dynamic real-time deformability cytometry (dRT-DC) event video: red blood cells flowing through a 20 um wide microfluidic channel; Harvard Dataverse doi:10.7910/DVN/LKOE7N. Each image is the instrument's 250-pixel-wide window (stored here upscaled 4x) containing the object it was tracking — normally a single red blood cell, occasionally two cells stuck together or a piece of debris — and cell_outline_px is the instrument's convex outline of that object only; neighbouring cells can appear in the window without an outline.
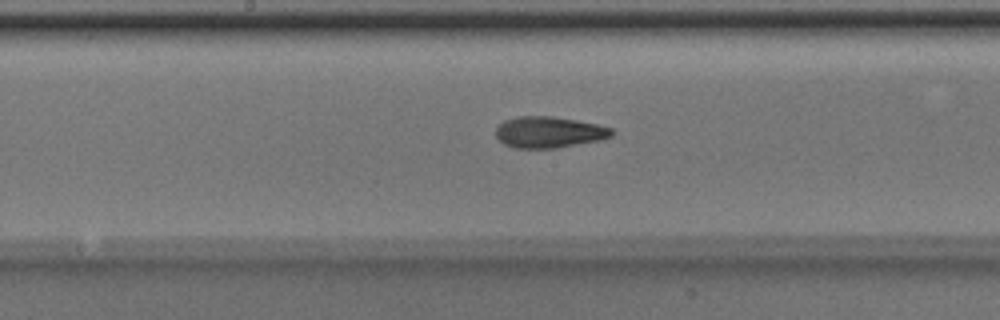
{"species": "Egyptian fruit bat (a non-hibernating species)", "species_latin": "Rousettus aegyptiacus", "temperature_condition": "room temperature", "stored_images_in_passage": 44, "camera_frame_rate_fps": 3000, "um_per_image_px": 0.085, "animal": {"sex": "male"}, "frame": {"image": 1, "passage_image": 21, "time_ms": 6.667, "image_size_px": [1000, 320], "cell_outline_px": [[616, 132], [612, 136], [600, 140], [556, 148], [512, 148], [504, 144], [496, 136], [496, 128], [504, 120], [516, 116], [552, 116], [576, 120], [596, 124], [612, 128]], "centroid_in_image_um": [46.66, 11.23], "position_along_channel_um": 201.5, "area_um2": 21.21}}
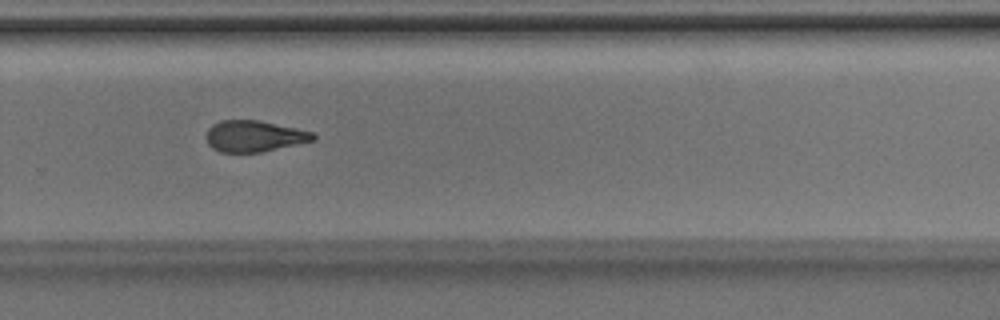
{"frame": {"image": 2, "passage_image": 29, "time_ms": 9.333, "image_size_px": [1000, 320], "cell_outline_px": [[316, 140], [260, 152], [220, 152], [212, 148], [208, 144], [208, 128], [212, 124], [220, 120], [260, 120], [296, 128], [312, 132], [316, 136]], "centroid_in_image_um": [21.61, 11.56], "position_along_channel_um": 308.2, "area_um2": 19.36}}
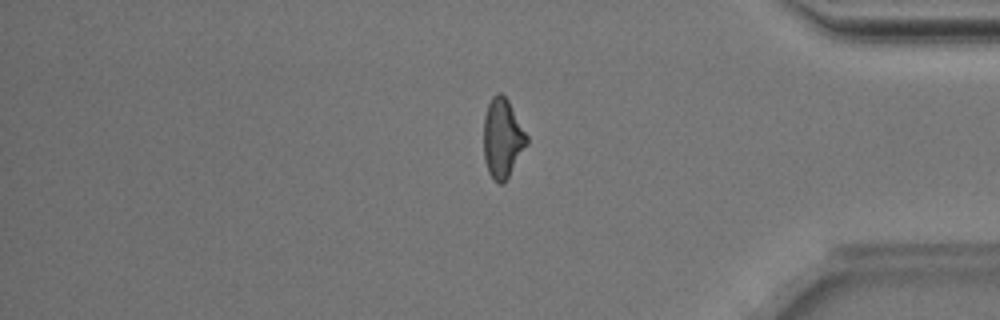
{"frame": {"image": 3, "passage_image": 37, "time_ms": 12.0, "image_size_px": [1000, 320], "cell_outline_px": [[528, 144], [508, 176], [500, 184], [496, 184], [488, 172], [484, 160], [484, 116], [488, 104], [492, 96], [496, 92], [500, 92], [508, 100], [528, 136]], "centroid_in_image_um": [42.7, 11.74], "position_along_channel_um": 392.5, "area_um2": 19.88}, "authors_computed_cell_mechanics": {"area_um2": 20.4901, "velocity_mm_per_s": 4.0318, "shape_relaxation_time_tau1_ms": 5.509, "shape_relaxation_time_tau2_ms": 2.8915, "deformation_change_tau1": 0.1694, "deformation_change_tau2": 0.1149}}